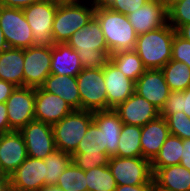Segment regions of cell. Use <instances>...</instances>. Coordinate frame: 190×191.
<instances>
[{"label": "cell", "mask_w": 190, "mask_h": 191, "mask_svg": "<svg viewBox=\"0 0 190 191\" xmlns=\"http://www.w3.org/2000/svg\"><path fill=\"white\" fill-rule=\"evenodd\" d=\"M154 184L117 185L115 191H152Z\"/></svg>", "instance_id": "7bdbcfd3"}, {"label": "cell", "mask_w": 190, "mask_h": 191, "mask_svg": "<svg viewBox=\"0 0 190 191\" xmlns=\"http://www.w3.org/2000/svg\"><path fill=\"white\" fill-rule=\"evenodd\" d=\"M41 0H0V6L23 9Z\"/></svg>", "instance_id": "f35d334b"}, {"label": "cell", "mask_w": 190, "mask_h": 191, "mask_svg": "<svg viewBox=\"0 0 190 191\" xmlns=\"http://www.w3.org/2000/svg\"><path fill=\"white\" fill-rule=\"evenodd\" d=\"M0 27L9 48L26 49L34 45L32 29L22 9L0 6Z\"/></svg>", "instance_id": "30bf717a"}, {"label": "cell", "mask_w": 190, "mask_h": 191, "mask_svg": "<svg viewBox=\"0 0 190 191\" xmlns=\"http://www.w3.org/2000/svg\"><path fill=\"white\" fill-rule=\"evenodd\" d=\"M108 167L117 185L154 184L151 162L143 157L112 156Z\"/></svg>", "instance_id": "9c48e42d"}, {"label": "cell", "mask_w": 190, "mask_h": 191, "mask_svg": "<svg viewBox=\"0 0 190 191\" xmlns=\"http://www.w3.org/2000/svg\"><path fill=\"white\" fill-rule=\"evenodd\" d=\"M161 70L170 91H184L190 86V68L185 63L169 60Z\"/></svg>", "instance_id": "f546056e"}, {"label": "cell", "mask_w": 190, "mask_h": 191, "mask_svg": "<svg viewBox=\"0 0 190 191\" xmlns=\"http://www.w3.org/2000/svg\"><path fill=\"white\" fill-rule=\"evenodd\" d=\"M107 109H114L135 93V82L110 60L103 66Z\"/></svg>", "instance_id": "2e32d148"}, {"label": "cell", "mask_w": 190, "mask_h": 191, "mask_svg": "<svg viewBox=\"0 0 190 191\" xmlns=\"http://www.w3.org/2000/svg\"><path fill=\"white\" fill-rule=\"evenodd\" d=\"M88 191H115L117 183L108 165L85 171Z\"/></svg>", "instance_id": "4dcf8cb0"}, {"label": "cell", "mask_w": 190, "mask_h": 191, "mask_svg": "<svg viewBox=\"0 0 190 191\" xmlns=\"http://www.w3.org/2000/svg\"><path fill=\"white\" fill-rule=\"evenodd\" d=\"M149 0H103L100 5L108 7L110 10L130 14L140 9Z\"/></svg>", "instance_id": "8d00e7d4"}, {"label": "cell", "mask_w": 190, "mask_h": 191, "mask_svg": "<svg viewBox=\"0 0 190 191\" xmlns=\"http://www.w3.org/2000/svg\"><path fill=\"white\" fill-rule=\"evenodd\" d=\"M180 165L190 170V138L183 140V150Z\"/></svg>", "instance_id": "b9f144b4"}, {"label": "cell", "mask_w": 190, "mask_h": 191, "mask_svg": "<svg viewBox=\"0 0 190 191\" xmlns=\"http://www.w3.org/2000/svg\"><path fill=\"white\" fill-rule=\"evenodd\" d=\"M167 12L168 23L177 30L181 25L190 23V0L173 2Z\"/></svg>", "instance_id": "d590c367"}, {"label": "cell", "mask_w": 190, "mask_h": 191, "mask_svg": "<svg viewBox=\"0 0 190 191\" xmlns=\"http://www.w3.org/2000/svg\"><path fill=\"white\" fill-rule=\"evenodd\" d=\"M81 110H107V95L104 82L103 67L96 69H82L76 76Z\"/></svg>", "instance_id": "ba28073f"}, {"label": "cell", "mask_w": 190, "mask_h": 191, "mask_svg": "<svg viewBox=\"0 0 190 191\" xmlns=\"http://www.w3.org/2000/svg\"><path fill=\"white\" fill-rule=\"evenodd\" d=\"M8 186V177L0 175V191H4Z\"/></svg>", "instance_id": "bcb514c9"}, {"label": "cell", "mask_w": 190, "mask_h": 191, "mask_svg": "<svg viewBox=\"0 0 190 191\" xmlns=\"http://www.w3.org/2000/svg\"><path fill=\"white\" fill-rule=\"evenodd\" d=\"M71 156L72 162L83 171L108 165L110 157L106 154L104 132L94 122Z\"/></svg>", "instance_id": "8992f818"}, {"label": "cell", "mask_w": 190, "mask_h": 191, "mask_svg": "<svg viewBox=\"0 0 190 191\" xmlns=\"http://www.w3.org/2000/svg\"><path fill=\"white\" fill-rule=\"evenodd\" d=\"M182 111L190 118V86L184 91H170L164 106L160 110V116L174 114Z\"/></svg>", "instance_id": "836d02e7"}, {"label": "cell", "mask_w": 190, "mask_h": 191, "mask_svg": "<svg viewBox=\"0 0 190 191\" xmlns=\"http://www.w3.org/2000/svg\"><path fill=\"white\" fill-rule=\"evenodd\" d=\"M12 191H40L46 186V166L44 159L27 157L8 177Z\"/></svg>", "instance_id": "4fadbf2b"}, {"label": "cell", "mask_w": 190, "mask_h": 191, "mask_svg": "<svg viewBox=\"0 0 190 191\" xmlns=\"http://www.w3.org/2000/svg\"><path fill=\"white\" fill-rule=\"evenodd\" d=\"M23 87L39 88L50 75L51 46L24 49Z\"/></svg>", "instance_id": "8fae6325"}, {"label": "cell", "mask_w": 190, "mask_h": 191, "mask_svg": "<svg viewBox=\"0 0 190 191\" xmlns=\"http://www.w3.org/2000/svg\"><path fill=\"white\" fill-rule=\"evenodd\" d=\"M90 1V3H93V4H100L103 0H86V2H89Z\"/></svg>", "instance_id": "681fc988"}, {"label": "cell", "mask_w": 190, "mask_h": 191, "mask_svg": "<svg viewBox=\"0 0 190 191\" xmlns=\"http://www.w3.org/2000/svg\"><path fill=\"white\" fill-rule=\"evenodd\" d=\"M169 135L170 131L167 122L161 116L141 127L142 157L151 162Z\"/></svg>", "instance_id": "44dd1931"}, {"label": "cell", "mask_w": 190, "mask_h": 191, "mask_svg": "<svg viewBox=\"0 0 190 191\" xmlns=\"http://www.w3.org/2000/svg\"><path fill=\"white\" fill-rule=\"evenodd\" d=\"M17 86L0 79V103H5Z\"/></svg>", "instance_id": "ab89813d"}, {"label": "cell", "mask_w": 190, "mask_h": 191, "mask_svg": "<svg viewBox=\"0 0 190 191\" xmlns=\"http://www.w3.org/2000/svg\"><path fill=\"white\" fill-rule=\"evenodd\" d=\"M152 191H166V190H163V189H160V188H157L155 185L153 187V190Z\"/></svg>", "instance_id": "f907efd6"}, {"label": "cell", "mask_w": 190, "mask_h": 191, "mask_svg": "<svg viewBox=\"0 0 190 191\" xmlns=\"http://www.w3.org/2000/svg\"><path fill=\"white\" fill-rule=\"evenodd\" d=\"M27 157L26 144L19 131L0 134L1 176L9 177Z\"/></svg>", "instance_id": "ac0fdd59"}, {"label": "cell", "mask_w": 190, "mask_h": 191, "mask_svg": "<svg viewBox=\"0 0 190 191\" xmlns=\"http://www.w3.org/2000/svg\"><path fill=\"white\" fill-rule=\"evenodd\" d=\"M58 0H41L23 8V14L32 29L34 45L53 46V20Z\"/></svg>", "instance_id": "52a82bcc"}, {"label": "cell", "mask_w": 190, "mask_h": 191, "mask_svg": "<svg viewBox=\"0 0 190 191\" xmlns=\"http://www.w3.org/2000/svg\"><path fill=\"white\" fill-rule=\"evenodd\" d=\"M94 17L100 23L111 54L134 49L138 35L126 14L112 11L106 6L97 4Z\"/></svg>", "instance_id": "7a4b0ae2"}, {"label": "cell", "mask_w": 190, "mask_h": 191, "mask_svg": "<svg viewBox=\"0 0 190 191\" xmlns=\"http://www.w3.org/2000/svg\"><path fill=\"white\" fill-rule=\"evenodd\" d=\"M19 132L23 136L29 157L44 159L56 149L50 124L34 120Z\"/></svg>", "instance_id": "5bb4252c"}, {"label": "cell", "mask_w": 190, "mask_h": 191, "mask_svg": "<svg viewBox=\"0 0 190 191\" xmlns=\"http://www.w3.org/2000/svg\"><path fill=\"white\" fill-rule=\"evenodd\" d=\"M177 34L184 40L190 42V23L181 25L177 30Z\"/></svg>", "instance_id": "ee69618b"}, {"label": "cell", "mask_w": 190, "mask_h": 191, "mask_svg": "<svg viewBox=\"0 0 190 191\" xmlns=\"http://www.w3.org/2000/svg\"><path fill=\"white\" fill-rule=\"evenodd\" d=\"M41 88L65 100L73 110H81V97L77 78L67 75L50 74Z\"/></svg>", "instance_id": "603a6c76"}, {"label": "cell", "mask_w": 190, "mask_h": 191, "mask_svg": "<svg viewBox=\"0 0 190 191\" xmlns=\"http://www.w3.org/2000/svg\"><path fill=\"white\" fill-rule=\"evenodd\" d=\"M4 191H12L11 188L8 186Z\"/></svg>", "instance_id": "f5cc1de1"}, {"label": "cell", "mask_w": 190, "mask_h": 191, "mask_svg": "<svg viewBox=\"0 0 190 191\" xmlns=\"http://www.w3.org/2000/svg\"><path fill=\"white\" fill-rule=\"evenodd\" d=\"M153 181L157 188L166 191H190V170L180 164L159 168Z\"/></svg>", "instance_id": "d4e9b609"}, {"label": "cell", "mask_w": 190, "mask_h": 191, "mask_svg": "<svg viewBox=\"0 0 190 191\" xmlns=\"http://www.w3.org/2000/svg\"><path fill=\"white\" fill-rule=\"evenodd\" d=\"M6 103H0V134L11 132Z\"/></svg>", "instance_id": "60d3db41"}, {"label": "cell", "mask_w": 190, "mask_h": 191, "mask_svg": "<svg viewBox=\"0 0 190 191\" xmlns=\"http://www.w3.org/2000/svg\"><path fill=\"white\" fill-rule=\"evenodd\" d=\"M114 110L123 124L143 127L160 116V110L142 96L134 93Z\"/></svg>", "instance_id": "e0dca14e"}, {"label": "cell", "mask_w": 190, "mask_h": 191, "mask_svg": "<svg viewBox=\"0 0 190 191\" xmlns=\"http://www.w3.org/2000/svg\"><path fill=\"white\" fill-rule=\"evenodd\" d=\"M110 60L134 82L147 70L134 49L112 53Z\"/></svg>", "instance_id": "f1b7e54d"}, {"label": "cell", "mask_w": 190, "mask_h": 191, "mask_svg": "<svg viewBox=\"0 0 190 191\" xmlns=\"http://www.w3.org/2000/svg\"><path fill=\"white\" fill-rule=\"evenodd\" d=\"M77 51L84 69H96L110 61V52L106 45L100 23L93 17L84 27L75 31L66 42Z\"/></svg>", "instance_id": "6da1fadb"}, {"label": "cell", "mask_w": 190, "mask_h": 191, "mask_svg": "<svg viewBox=\"0 0 190 191\" xmlns=\"http://www.w3.org/2000/svg\"><path fill=\"white\" fill-rule=\"evenodd\" d=\"M140 138V126L123 124L119 136L117 156L123 158L142 157Z\"/></svg>", "instance_id": "83f0119b"}, {"label": "cell", "mask_w": 190, "mask_h": 191, "mask_svg": "<svg viewBox=\"0 0 190 191\" xmlns=\"http://www.w3.org/2000/svg\"><path fill=\"white\" fill-rule=\"evenodd\" d=\"M40 191H63L55 185L44 186Z\"/></svg>", "instance_id": "7dc6e473"}, {"label": "cell", "mask_w": 190, "mask_h": 191, "mask_svg": "<svg viewBox=\"0 0 190 191\" xmlns=\"http://www.w3.org/2000/svg\"><path fill=\"white\" fill-rule=\"evenodd\" d=\"M135 93L161 110L170 93L163 71L147 69L135 82Z\"/></svg>", "instance_id": "ffe728a7"}, {"label": "cell", "mask_w": 190, "mask_h": 191, "mask_svg": "<svg viewBox=\"0 0 190 191\" xmlns=\"http://www.w3.org/2000/svg\"><path fill=\"white\" fill-rule=\"evenodd\" d=\"M92 122V111L73 110L59 122L53 124L56 149L72 155Z\"/></svg>", "instance_id": "5b68a950"}, {"label": "cell", "mask_w": 190, "mask_h": 191, "mask_svg": "<svg viewBox=\"0 0 190 191\" xmlns=\"http://www.w3.org/2000/svg\"><path fill=\"white\" fill-rule=\"evenodd\" d=\"M73 109L61 97L35 88L34 119L53 125L71 113Z\"/></svg>", "instance_id": "d6986e66"}, {"label": "cell", "mask_w": 190, "mask_h": 191, "mask_svg": "<svg viewBox=\"0 0 190 191\" xmlns=\"http://www.w3.org/2000/svg\"><path fill=\"white\" fill-rule=\"evenodd\" d=\"M176 30L166 23L159 29L138 35L134 50L147 69H161L172 58Z\"/></svg>", "instance_id": "3957f363"}, {"label": "cell", "mask_w": 190, "mask_h": 191, "mask_svg": "<svg viewBox=\"0 0 190 191\" xmlns=\"http://www.w3.org/2000/svg\"><path fill=\"white\" fill-rule=\"evenodd\" d=\"M180 0H164V2L166 3L167 8L173 3V2H178Z\"/></svg>", "instance_id": "c3c4849f"}, {"label": "cell", "mask_w": 190, "mask_h": 191, "mask_svg": "<svg viewBox=\"0 0 190 191\" xmlns=\"http://www.w3.org/2000/svg\"><path fill=\"white\" fill-rule=\"evenodd\" d=\"M24 49L7 48L0 53V79L23 87Z\"/></svg>", "instance_id": "484cf974"}, {"label": "cell", "mask_w": 190, "mask_h": 191, "mask_svg": "<svg viewBox=\"0 0 190 191\" xmlns=\"http://www.w3.org/2000/svg\"><path fill=\"white\" fill-rule=\"evenodd\" d=\"M182 150L183 140L170 134L158 154L151 161L152 173L154 174L159 168L180 164Z\"/></svg>", "instance_id": "4316f807"}, {"label": "cell", "mask_w": 190, "mask_h": 191, "mask_svg": "<svg viewBox=\"0 0 190 191\" xmlns=\"http://www.w3.org/2000/svg\"><path fill=\"white\" fill-rule=\"evenodd\" d=\"M7 48H9V46L5 40L4 34L0 27V53L6 50Z\"/></svg>", "instance_id": "f6af8a7d"}, {"label": "cell", "mask_w": 190, "mask_h": 191, "mask_svg": "<svg viewBox=\"0 0 190 191\" xmlns=\"http://www.w3.org/2000/svg\"><path fill=\"white\" fill-rule=\"evenodd\" d=\"M5 103L8 123L12 131H20L29 122L35 120V88L16 87Z\"/></svg>", "instance_id": "7c38bea8"}, {"label": "cell", "mask_w": 190, "mask_h": 191, "mask_svg": "<svg viewBox=\"0 0 190 191\" xmlns=\"http://www.w3.org/2000/svg\"><path fill=\"white\" fill-rule=\"evenodd\" d=\"M55 186L63 191H88L85 171L71 162L60 175Z\"/></svg>", "instance_id": "d6a6232c"}, {"label": "cell", "mask_w": 190, "mask_h": 191, "mask_svg": "<svg viewBox=\"0 0 190 191\" xmlns=\"http://www.w3.org/2000/svg\"><path fill=\"white\" fill-rule=\"evenodd\" d=\"M137 35L159 29L168 23L167 6L164 0H149L140 9L127 14Z\"/></svg>", "instance_id": "9a60e30c"}, {"label": "cell", "mask_w": 190, "mask_h": 191, "mask_svg": "<svg viewBox=\"0 0 190 191\" xmlns=\"http://www.w3.org/2000/svg\"><path fill=\"white\" fill-rule=\"evenodd\" d=\"M46 166V186L56 185L58 178L72 162L69 153L55 149L50 155L44 158Z\"/></svg>", "instance_id": "1f68e13d"}, {"label": "cell", "mask_w": 190, "mask_h": 191, "mask_svg": "<svg viewBox=\"0 0 190 191\" xmlns=\"http://www.w3.org/2000/svg\"><path fill=\"white\" fill-rule=\"evenodd\" d=\"M82 69L77 51L67 43H57L51 46L50 74L76 77Z\"/></svg>", "instance_id": "cb8c5ba5"}, {"label": "cell", "mask_w": 190, "mask_h": 191, "mask_svg": "<svg viewBox=\"0 0 190 191\" xmlns=\"http://www.w3.org/2000/svg\"><path fill=\"white\" fill-rule=\"evenodd\" d=\"M58 1H72V2H73V1H74V2H75V1H83V2H85V0H58Z\"/></svg>", "instance_id": "816d5d0a"}, {"label": "cell", "mask_w": 190, "mask_h": 191, "mask_svg": "<svg viewBox=\"0 0 190 191\" xmlns=\"http://www.w3.org/2000/svg\"><path fill=\"white\" fill-rule=\"evenodd\" d=\"M93 122L104 132L106 154L117 156L118 142L123 122L114 109L93 112Z\"/></svg>", "instance_id": "7402d4cb"}, {"label": "cell", "mask_w": 190, "mask_h": 191, "mask_svg": "<svg viewBox=\"0 0 190 191\" xmlns=\"http://www.w3.org/2000/svg\"><path fill=\"white\" fill-rule=\"evenodd\" d=\"M83 1H58L53 20L54 44L66 43L71 35L94 17L96 4Z\"/></svg>", "instance_id": "277c9868"}, {"label": "cell", "mask_w": 190, "mask_h": 191, "mask_svg": "<svg viewBox=\"0 0 190 191\" xmlns=\"http://www.w3.org/2000/svg\"><path fill=\"white\" fill-rule=\"evenodd\" d=\"M167 122L170 134L182 140L190 138V118L182 111L163 116Z\"/></svg>", "instance_id": "e575fe53"}, {"label": "cell", "mask_w": 190, "mask_h": 191, "mask_svg": "<svg viewBox=\"0 0 190 191\" xmlns=\"http://www.w3.org/2000/svg\"><path fill=\"white\" fill-rule=\"evenodd\" d=\"M185 63L190 68V42L184 40L177 33L174 35L172 41V58Z\"/></svg>", "instance_id": "74e56055"}]
</instances>
